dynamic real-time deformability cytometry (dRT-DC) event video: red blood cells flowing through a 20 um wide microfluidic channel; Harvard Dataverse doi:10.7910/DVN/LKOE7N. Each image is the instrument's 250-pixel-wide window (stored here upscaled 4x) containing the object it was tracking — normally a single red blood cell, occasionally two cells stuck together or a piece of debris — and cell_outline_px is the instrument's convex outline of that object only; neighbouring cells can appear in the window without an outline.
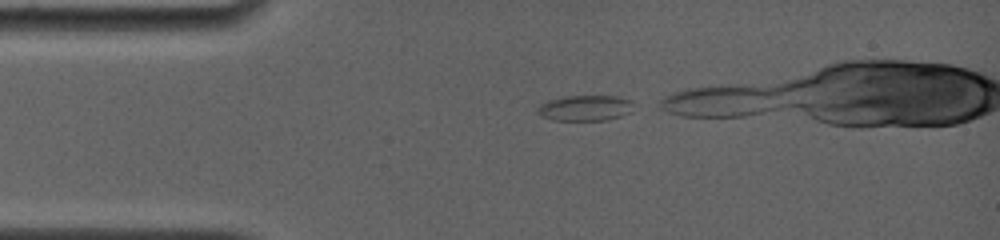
{"species": "common noctule bat (a hibernating species)", "species_latin": "Nyctalus noctula", "temperature_condition": "room temperature", "stored_images_in_passage": 3, "camera_frame_rate_fps": 4000, "um_per_image_px": 0.085, "animal": {"sex": "female", "body_mass_g": 19.0, "forearm_length_mm": 56.7}, "frame": {"image": 1, "passage_image": 1, "time_ms": 0.0, "image_size_px": [1000, 240], "cell_outline_px": [[632, 112], [608, 120], [552, 120], [540, 116], [536, 112], [536, 108], [540, 104], [548, 100], [564, 96], [616, 96], [632, 100]], "centroid_in_image_um": [49.71, 9.18], "position_along_channel_um": 35.3, "area_um2": 14.51}}